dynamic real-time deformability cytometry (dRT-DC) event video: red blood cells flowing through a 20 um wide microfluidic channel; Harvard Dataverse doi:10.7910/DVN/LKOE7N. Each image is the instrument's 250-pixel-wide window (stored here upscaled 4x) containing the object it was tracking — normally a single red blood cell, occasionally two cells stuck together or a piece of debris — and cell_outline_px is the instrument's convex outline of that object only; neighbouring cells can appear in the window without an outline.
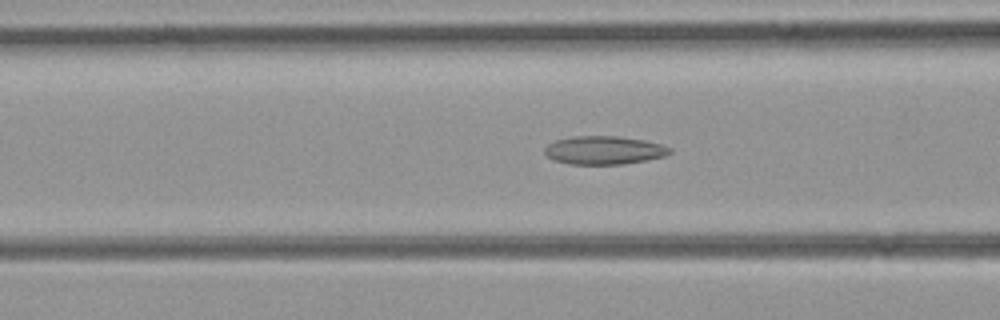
{"species": "common noctule bat (a hibernating species)", "species_latin": "Nyctalus noctula", "temperature_condition": "room temperature", "stored_images_in_passage": 30, "camera_frame_rate_fps": 3000, "um_per_image_px": 0.085, "animal": {"sex": "female", "body_mass_g": 21.9}, "frame": {"image": 1, "passage_image": 6, "time_ms": 1.667, "image_size_px": [1000, 320], "cell_outline_px": [[672, 152], [664, 156], [648, 160], [624, 164], [568, 164], [552, 160], [544, 152], [544, 148], [548, 144], [556, 140], [572, 136], [616, 136], [644, 140], [660, 144], [672, 148]], "centroid_in_image_um": [51.33, 12.77], "position_along_channel_um": 115.3, "area_um2": 20.75}}
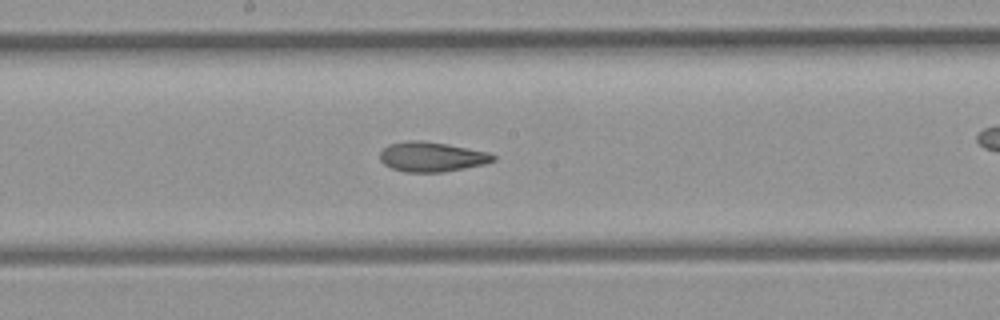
{"frame": {"image": 2, "passage_image": 13, "time_ms": 4.0, "image_size_px": [1000, 320], "cell_outline_px": [[496, 160], [484, 164], [444, 172], [404, 172], [392, 168], [384, 164], [380, 160], [380, 152], [388, 144], [408, 140], [420, 140], [448, 144], [488, 152], [496, 156]], "centroid_in_image_um": [36.69, 13.32], "position_along_channel_um": 211.5, "area_um2": 19.71}}
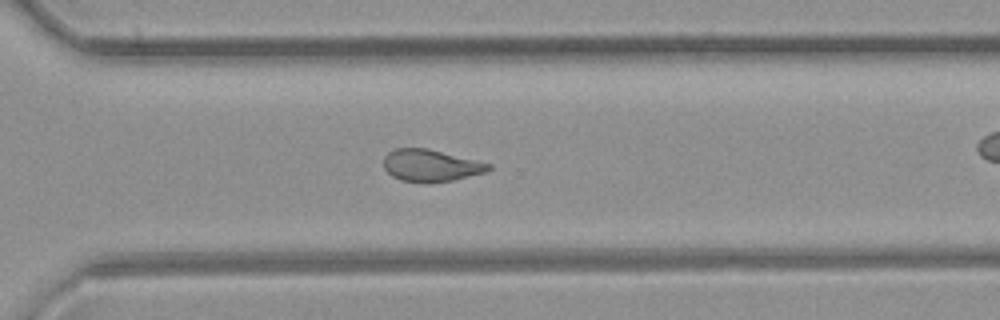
{"frame": {"image": 3, "passage_image": 22, "time_ms": 7.0, "image_size_px": [1000, 320], "cell_outline_px": [[492, 168], [484, 172], [452, 180], [400, 180], [392, 176], [384, 168], [384, 156], [388, 152], [396, 148], [428, 148], [492, 164]], "centroid_in_image_um": [36.6, 14.02], "position_along_channel_um": 334.0, "area_um2": 18.9}}